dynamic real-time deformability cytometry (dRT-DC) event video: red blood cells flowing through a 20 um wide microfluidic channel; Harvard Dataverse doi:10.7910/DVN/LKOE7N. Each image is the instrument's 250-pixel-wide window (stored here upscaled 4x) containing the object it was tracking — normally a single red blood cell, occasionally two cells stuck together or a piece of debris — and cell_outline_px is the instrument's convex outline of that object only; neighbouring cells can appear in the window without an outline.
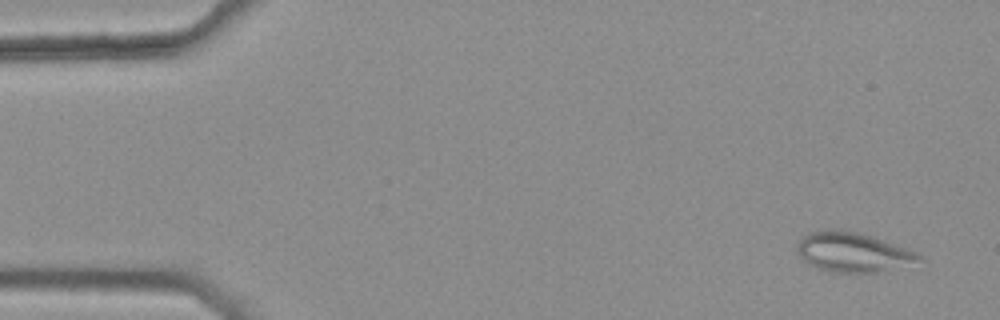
{"species": "common noctule bat (a hibernating species)", "species_latin": "Nyctalus noctula", "temperature_condition": "warm", "stored_images_in_passage": 5, "camera_frame_rate_fps": 3000, "um_per_image_px": 0.085, "animal": {"sex": "female", "body_mass_g": 25.1}, "frame": {"image": 1, "passage_image": 1, "time_ms": 0.0, "image_size_px": [1000, 320], "cell_outline_px": [[924, 260], [876, 272], [832, 272], [816, 268], [804, 260], [800, 256], [796, 248], [796, 244], [804, 236], [812, 232], [832, 228], [860, 232], [920, 252], [924, 256]], "centroid_in_image_um": [72.52, 21.42], "position_along_channel_um": 12.5, "area_um2": 28.15}}